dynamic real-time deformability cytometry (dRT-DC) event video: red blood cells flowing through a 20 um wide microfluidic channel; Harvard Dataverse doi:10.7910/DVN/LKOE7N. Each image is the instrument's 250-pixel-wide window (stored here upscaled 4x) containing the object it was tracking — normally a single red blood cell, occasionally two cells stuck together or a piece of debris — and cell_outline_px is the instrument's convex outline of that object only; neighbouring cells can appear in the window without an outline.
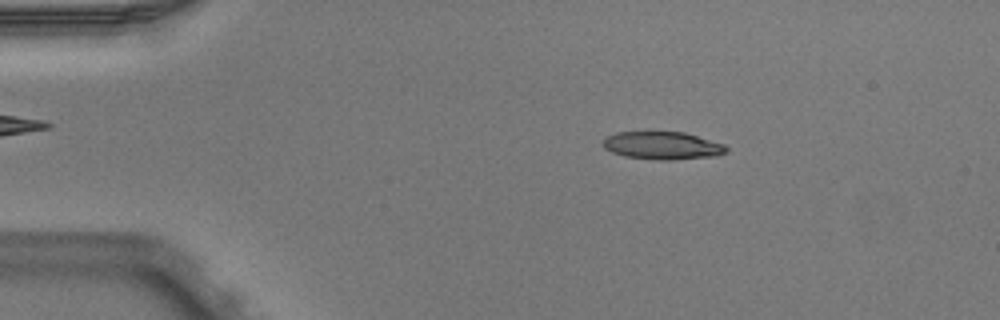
{"species": "Egyptian fruit bat (a non-hibernating species)", "species_latin": "Rousettus aegyptiacus", "temperature_condition": "warm", "stored_images_in_passage": 5, "camera_frame_rate_fps": 3000, "um_per_image_px": 0.085, "animal": {"sex": "male"}, "frame": {"image": 1, "passage_image": 2, "time_ms": 0.333, "image_size_px": [1000, 320], "cell_outline_px": [[728, 152], [716, 156], [672, 160], [660, 160], [624, 156], [612, 152], [604, 148], [600, 144], [604, 136], [616, 132], [684, 132], [724, 144], [728, 148]], "centroid_in_image_um": [56.27, 12.37], "position_along_channel_um": 28.7, "area_um2": 20.17}}
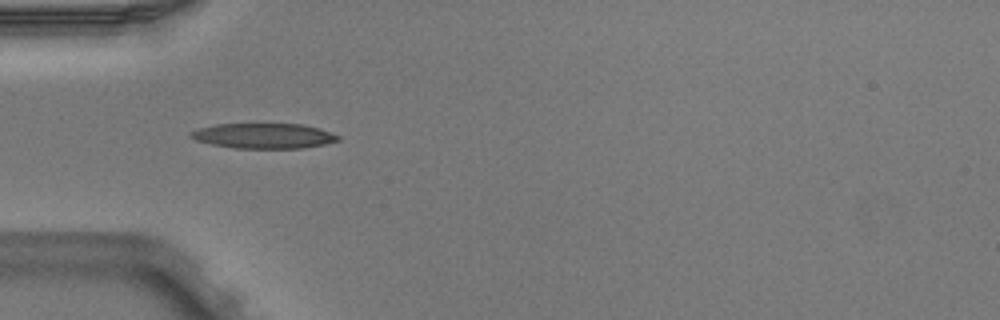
{"frame": {"image": 2, "passage_image": 4, "time_ms": 1.0, "image_size_px": [1000, 320], "cell_outline_px": [[340, 140], [324, 144], [304, 148], [236, 148], [212, 144], [196, 140], [188, 136], [192, 132], [200, 128], [216, 124], [300, 124], [316, 128], [340, 136]], "centroid_in_image_um": [22.41, 11.55], "position_along_channel_um": 62.6, "area_um2": 21.27}}
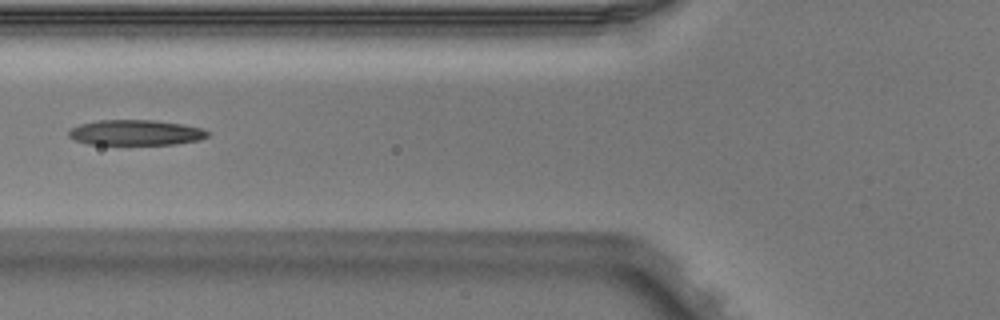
{"frame": {"image": 3, "passage_image": 5, "time_ms": 1.333, "image_size_px": [1000, 320], "cell_outline_px": [[208, 136], [200, 140], [176, 144], [88, 144], [76, 140], [68, 136], [68, 132], [72, 128], [80, 124], [100, 120], [152, 120], [180, 124], [200, 128], [208, 132]], "centroid_in_image_um": [11.52, 11.27], "position_along_channel_um": 114.3, "area_um2": 20.29}}